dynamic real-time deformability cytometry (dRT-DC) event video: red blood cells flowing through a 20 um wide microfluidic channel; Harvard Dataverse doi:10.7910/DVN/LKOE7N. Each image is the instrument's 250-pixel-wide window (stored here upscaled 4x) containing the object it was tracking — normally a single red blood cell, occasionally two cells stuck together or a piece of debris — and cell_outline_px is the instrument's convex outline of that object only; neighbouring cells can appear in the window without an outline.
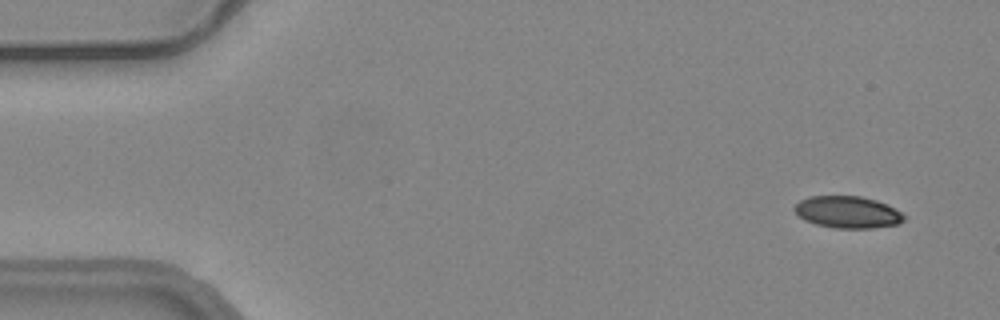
{"species": "common noctule bat (a hibernating species)", "species_latin": "Nyctalus noctula", "temperature_condition": "warm", "stored_images_in_passage": 12, "camera_frame_rate_fps": 3000, "um_per_image_px": 0.085, "animal": {"sex": "female", "body_mass_g": 24.6, "forearm_length_mm": 56.2}, "frame": {"image": 1, "passage_image": 4, "time_ms": 1.0, "image_size_px": [1000, 320], "cell_outline_px": [[904, 220], [900, 224], [872, 228], [832, 228], [816, 224], [804, 220], [792, 208], [800, 200], [808, 196], [860, 196], [876, 200], [900, 212], [904, 216]], "centroid_in_image_um": [72.01, 18.03], "position_along_channel_um": 13.0, "area_um2": 20.29}}